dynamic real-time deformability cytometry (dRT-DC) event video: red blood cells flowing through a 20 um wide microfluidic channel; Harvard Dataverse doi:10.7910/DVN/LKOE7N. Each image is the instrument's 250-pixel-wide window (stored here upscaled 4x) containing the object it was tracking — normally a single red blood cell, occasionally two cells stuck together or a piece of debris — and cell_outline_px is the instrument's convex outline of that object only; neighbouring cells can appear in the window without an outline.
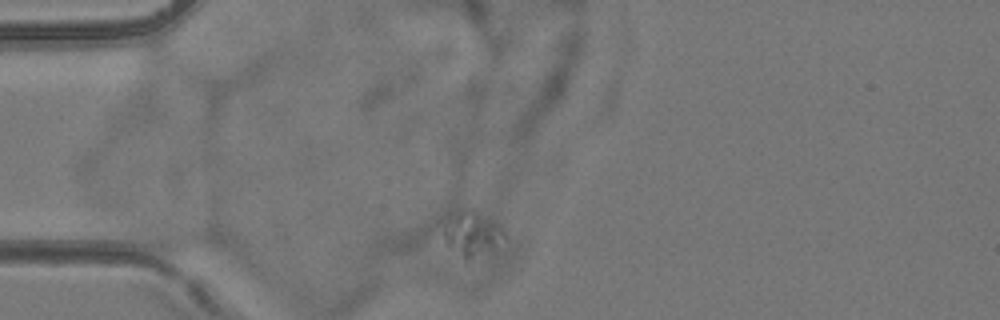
{"species": "common noctule bat (a hibernating species)", "species_latin": "Nyctalus noctula", "temperature_condition": "room temperature", "stored_images_in_passage": 4, "camera_frame_rate_fps": 3000, "um_per_image_px": 0.085, "animal": {"sex": "female", "body_mass_g": 24.6, "forearm_length_mm": 56.2}, "frame": {"image": 1, "passage_image": 1, "time_ms": 0.0, "image_size_px": [1000, 320], "cell_outline_px": [[508, 236], [472, 256], [464, 260], [448, 248], [444, 240], [444, 224], [460, 208], [472, 208], [500, 228]], "centroid_in_image_um": [40.0, 19.81], "position_along_channel_um": 45.0, "area_um2": 14.8}}
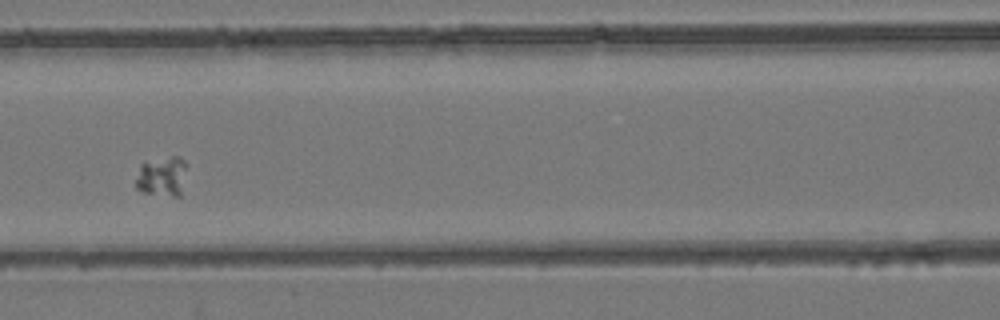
{"frame": {"image": 2, "passage_image": 4, "time_ms": 3.333, "image_size_px": [1000, 320], "cell_outline_px": [[184, 168], [180, 196], [172, 196], [144, 192], [136, 188], [136, 180], [140, 164], [172, 156], [180, 156], [184, 160]], "centroid_in_image_um": [13.74, 14.99], "position_along_channel_um": 152.9, "area_um2": 11.27}}